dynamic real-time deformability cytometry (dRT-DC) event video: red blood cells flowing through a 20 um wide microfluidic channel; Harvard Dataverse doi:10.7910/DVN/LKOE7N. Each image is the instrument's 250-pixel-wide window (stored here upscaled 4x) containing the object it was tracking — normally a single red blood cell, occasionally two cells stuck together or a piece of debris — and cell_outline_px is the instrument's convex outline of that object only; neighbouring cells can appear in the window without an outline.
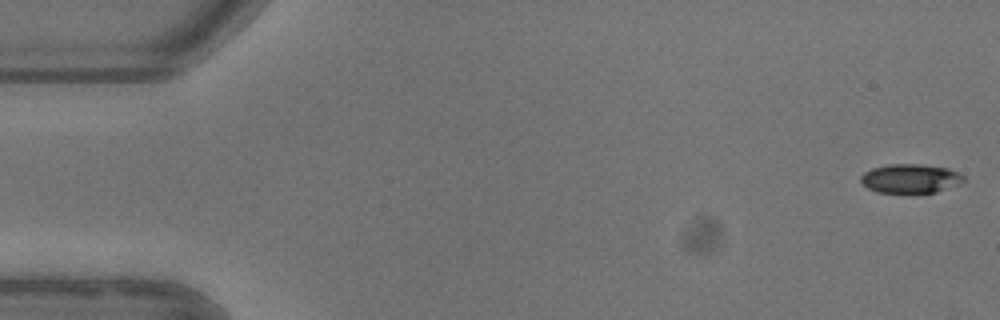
{"species": "common noctule bat (a hibernating species)", "species_latin": "Nyctalus noctula", "temperature_condition": "warm", "stored_images_in_passage": 3, "camera_frame_rate_fps": 3000, "um_per_image_px": 0.085, "animal": {"sex": "female"}, "frame": {"image": 1, "passage_image": 1, "time_ms": 0.0, "image_size_px": [1000, 320], "cell_outline_px": [[964, 180], [960, 184], [936, 192], [876, 192], [868, 188], [860, 180], [860, 176], [864, 172], [872, 168], [888, 164], [920, 164], [948, 168], [964, 176]], "centroid_in_image_um": [77.37, 15.16], "position_along_channel_um": 7.6, "area_um2": 17.28}}